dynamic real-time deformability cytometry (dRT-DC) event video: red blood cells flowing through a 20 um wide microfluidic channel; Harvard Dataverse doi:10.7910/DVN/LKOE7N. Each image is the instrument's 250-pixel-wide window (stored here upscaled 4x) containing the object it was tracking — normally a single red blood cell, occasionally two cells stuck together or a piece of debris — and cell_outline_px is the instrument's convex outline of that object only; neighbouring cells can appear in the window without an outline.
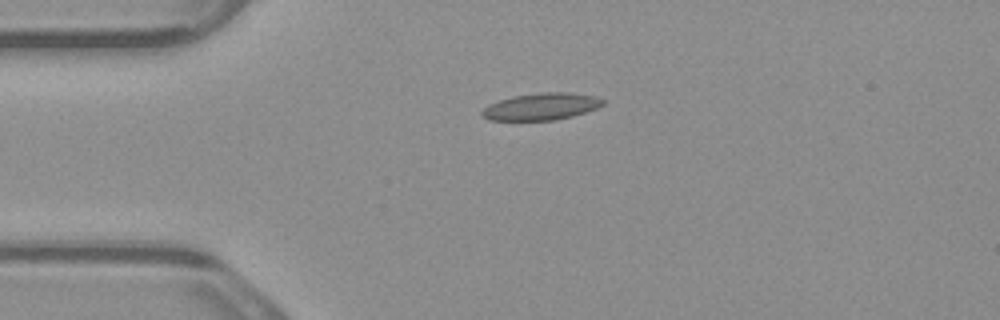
{"species": "common noctule bat (a hibernating species)", "species_latin": "Nyctalus noctula", "temperature_condition": "warm", "stored_images_in_passage": 5, "camera_frame_rate_fps": 3000, "um_per_image_px": 0.085, "animal": {"sex": "male", "body_mass_g": 23.1, "forearm_length_mm": 52.7}, "frame": {"image": 1, "passage_image": 5, "time_ms": 1.333, "image_size_px": [1000, 320], "cell_outline_px": [[604, 104], [596, 108], [572, 116], [556, 120], [488, 120], [480, 116], [480, 112], [488, 104], [512, 96], [540, 92], [568, 92], [596, 96], [604, 100]], "centroid_in_image_um": [45.97, 9.05], "position_along_channel_um": 39.0, "area_um2": 19.07}}